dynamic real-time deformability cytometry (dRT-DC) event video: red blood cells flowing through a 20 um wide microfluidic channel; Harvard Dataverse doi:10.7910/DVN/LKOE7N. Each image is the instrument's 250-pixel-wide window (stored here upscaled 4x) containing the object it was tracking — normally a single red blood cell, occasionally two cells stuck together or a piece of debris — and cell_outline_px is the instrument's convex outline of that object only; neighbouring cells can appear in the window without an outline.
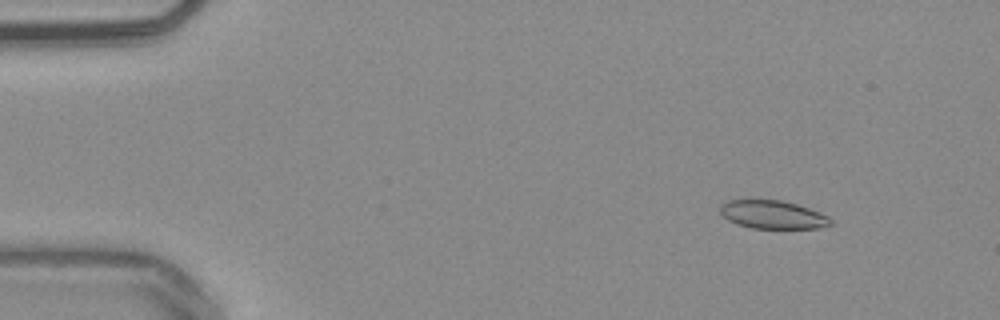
{"species": "common noctule bat (a hibernating species)", "species_latin": "Nyctalus noctula", "temperature_condition": "warm", "stored_images_in_passage": 52, "camera_frame_rate_fps": 3000, "um_per_image_px": 0.085, "animal": {"sex": "male", "body_mass_g": 20.4}, "frame": {"image": 1, "passage_image": 5, "time_ms": 1.333, "image_size_px": [1000, 320], "cell_outline_px": [[832, 224], [824, 228], [752, 228], [736, 224], [728, 220], [720, 212], [720, 204], [728, 200], [780, 200], [796, 204], [820, 212], [828, 216], [832, 220]], "centroid_in_image_um": [65.69, 18.25], "position_along_channel_um": 19.3, "area_um2": 18.21}}
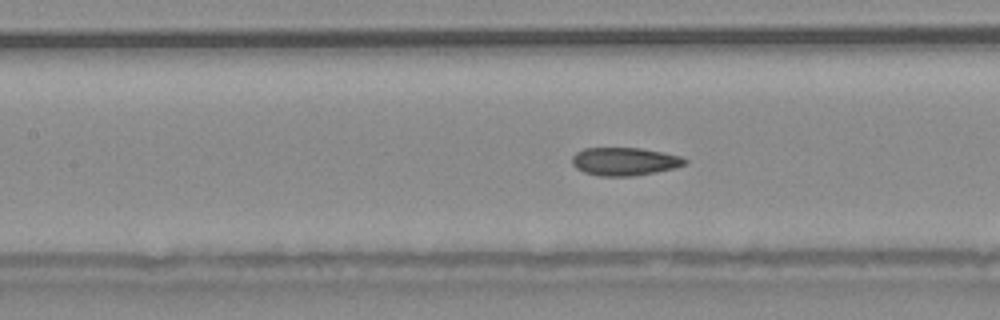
{"frame": {"image": 2, "passage_image": 23, "time_ms": 7.333, "image_size_px": [1000, 320], "cell_outline_px": [[688, 164], [676, 168], [636, 176], [600, 176], [584, 172], [576, 168], [572, 164], [572, 156], [576, 152], [584, 148], [640, 148], [664, 152], [680, 156], [688, 160]], "centroid_in_image_um": [53.12, 13.73], "position_along_channel_um": 154.3, "area_um2": 18.67}}
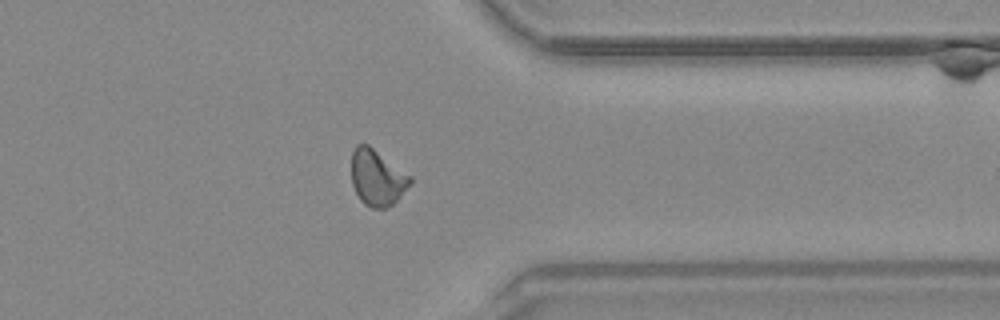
{"frame": {"image": 3, "passage_image": 41, "time_ms": 13.333, "image_size_px": [1000, 320], "cell_outline_px": [[412, 180], [396, 200], [388, 208], [372, 208], [364, 204], [360, 200], [352, 184], [352, 152], [356, 144], [368, 144], [412, 176]], "centroid_in_image_um": [32.04, 15.09], "position_along_channel_um": 379.4, "area_um2": 19.02}, "authors_computed_cell_mechanics": {"area_um2": 19.0162, "velocity_mm_per_s": 3.8454, "shape_relaxation_time_tau1_ms": null, "shape_relaxation_time_tau2_ms": 1.8284, "deformation_change_tau1": null, "deformation_change_tau2": 0.0735}}